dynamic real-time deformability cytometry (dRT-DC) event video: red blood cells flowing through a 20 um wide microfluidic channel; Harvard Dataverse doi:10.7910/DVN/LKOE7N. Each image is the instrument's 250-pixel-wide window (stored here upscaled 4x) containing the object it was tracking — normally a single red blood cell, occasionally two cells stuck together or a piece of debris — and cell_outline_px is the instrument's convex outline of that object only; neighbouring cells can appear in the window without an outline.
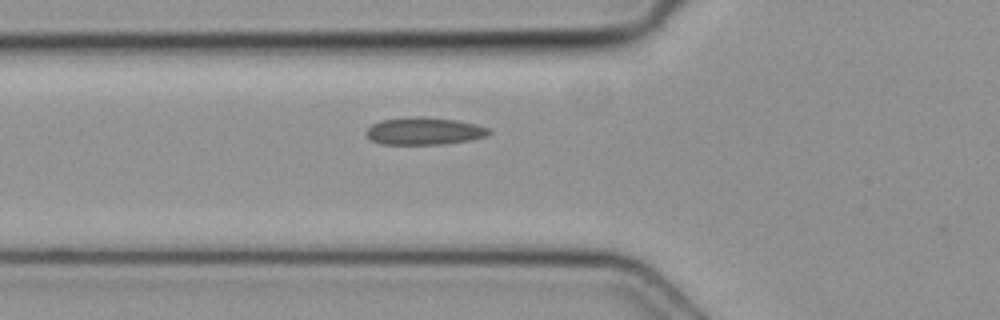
{"species": "common noctule bat (a hibernating species)", "species_latin": "Nyctalus noctula", "temperature_condition": "cold", "stored_images_in_passage": 36, "camera_frame_rate_fps": 3000, "um_per_image_px": 0.085, "animal": {"sex": "female", "body_mass_g": 19.3, "forearm_length_mm": 54.1}, "frame": {"image": 1, "passage_image": 6, "time_ms": 1.667, "image_size_px": [1000, 320], "cell_outline_px": [[492, 132], [488, 136], [468, 140], [444, 144], [384, 144], [372, 140], [364, 132], [372, 124], [380, 120], [416, 116], [420, 116], [456, 120], [476, 124], [488, 128]], "centroid_in_image_um": [36.07, 11.13], "position_along_channel_um": 89.7, "area_um2": 19.54}}
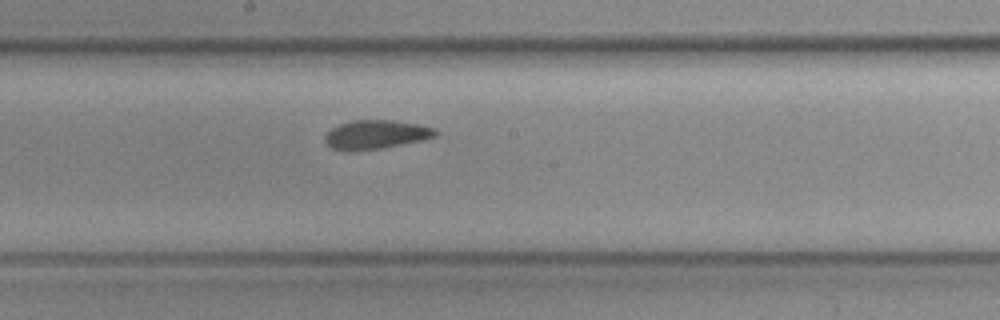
{"frame": {"image": 2, "passage_image": 15, "time_ms": 4.667, "image_size_px": [1000, 320], "cell_outline_px": [[440, 132], [436, 136], [424, 140], [380, 148], [352, 152], [332, 148], [324, 140], [324, 136], [332, 128], [340, 124], [352, 120], [392, 120], [416, 124], [436, 128]], "centroid_in_image_um": [31.97, 11.44], "position_along_channel_um": 216.2, "area_um2": 18.67}}
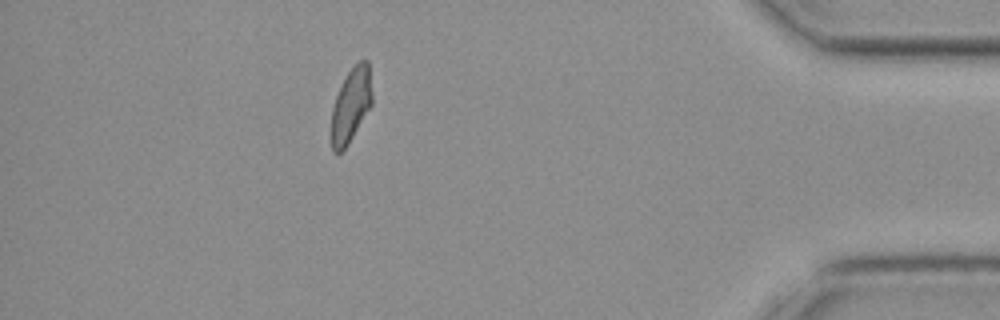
{"frame": {"image": 3, "passage_image": 32, "time_ms": 10.333, "image_size_px": [1000, 320], "cell_outline_px": [[372, 104], [348, 144], [340, 152], [332, 152], [332, 108], [336, 96], [348, 72], [360, 60], [368, 60], [372, 96]], "centroid_in_image_um": [29.84, 8.93], "position_along_channel_um": 405.4, "area_um2": 17.17}}